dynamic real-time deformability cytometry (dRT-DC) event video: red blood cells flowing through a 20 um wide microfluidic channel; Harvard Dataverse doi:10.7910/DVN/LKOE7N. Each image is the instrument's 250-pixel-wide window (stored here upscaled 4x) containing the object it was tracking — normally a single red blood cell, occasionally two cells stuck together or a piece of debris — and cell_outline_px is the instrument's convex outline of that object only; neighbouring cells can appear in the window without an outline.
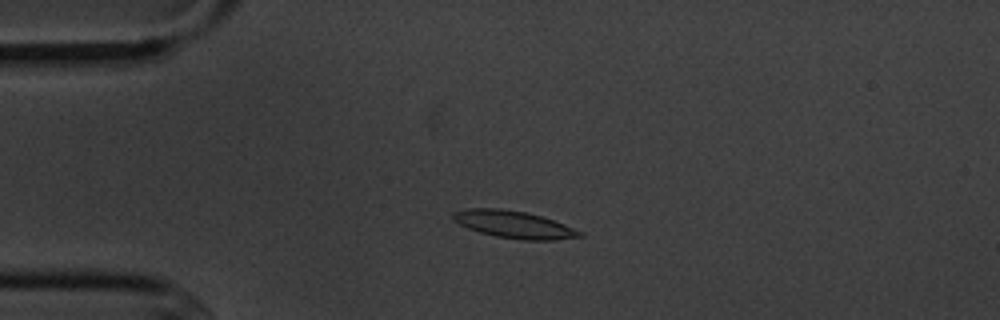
{"species": "common noctule bat (a hibernating species)", "species_latin": "Nyctalus noctula", "temperature_condition": "cold", "stored_images_in_passage": 5, "segment_of_instrument_passage": [1, 2], "camera_frame_rate_fps": 3000, "um_per_image_px": 0.085, "animal": {"sex": "male", "body_mass_g": 20.1, "forearm_length_mm": 53.5}, "frame": {"image": 1, "passage_image": 3, "time_ms": 2.333, "image_size_px": [1000, 320], "cell_outline_px": [[584, 236], [556, 240], [520, 240], [496, 236], [480, 232], [468, 228], [452, 220], [452, 212], [464, 208], [500, 208], [528, 212], [564, 224], [584, 232]], "centroid_in_image_um": [43.67, 19.08], "position_along_channel_um": 41.3, "area_um2": 20.29}}